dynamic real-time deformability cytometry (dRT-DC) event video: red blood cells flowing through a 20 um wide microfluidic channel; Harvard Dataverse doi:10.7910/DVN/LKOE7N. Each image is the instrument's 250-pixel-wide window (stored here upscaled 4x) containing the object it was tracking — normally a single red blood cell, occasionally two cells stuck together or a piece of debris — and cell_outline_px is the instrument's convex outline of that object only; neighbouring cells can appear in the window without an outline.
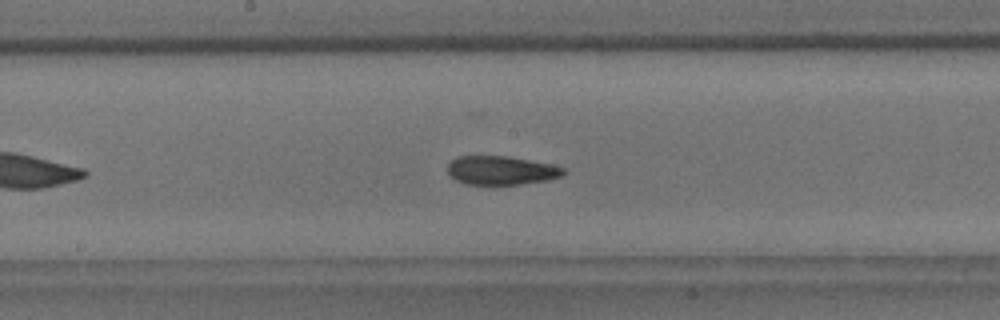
{"species": "common noctule bat (a hibernating species)", "species_latin": "Nyctalus noctula", "temperature_condition": "room temperature", "stored_images_in_passage": 32, "camera_frame_rate_fps": 3000, "um_per_image_px": 0.085, "animal": {"sex": "male", "body_mass_g": 18.8}, "frame": {"image": 1, "passage_image": 17, "time_ms": 5.333, "image_size_px": [1000, 320], "cell_outline_px": [[568, 172], [560, 176], [548, 180], [520, 184], [468, 184], [456, 180], [448, 172], [448, 164], [456, 156], [508, 156], [568, 168]], "centroid_in_image_um": [42.63, 14.48], "position_along_channel_um": 205.6, "area_um2": 19.31}}
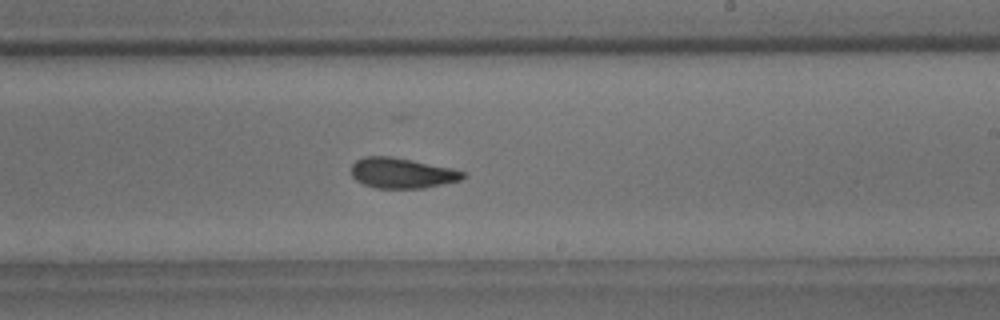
{"frame": {"image": 2, "passage_image": 21, "time_ms": 6.667, "image_size_px": [1000, 320], "cell_outline_px": [[468, 176], [460, 180], [444, 184], [424, 188], [376, 188], [364, 184], [356, 180], [352, 176], [352, 164], [356, 160], [364, 156], [392, 156], [452, 168], [464, 172]], "centroid_in_image_um": [34.18, 14.71], "position_along_channel_um": 254.8, "area_um2": 19.83}}
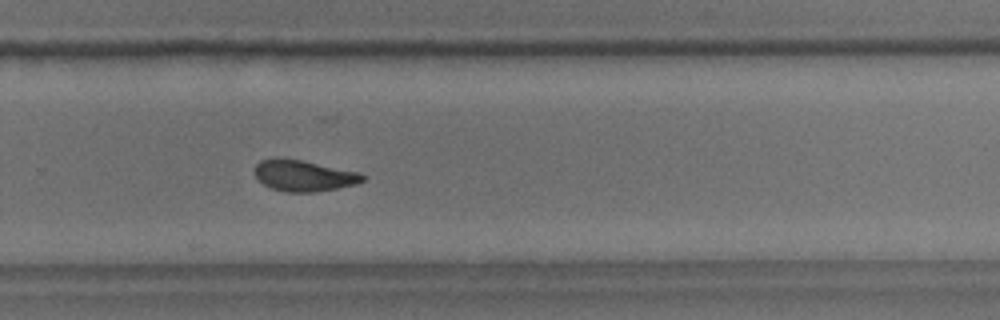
{"frame": {"image": 3, "passage_image": 25, "time_ms": 8.0, "image_size_px": [1000, 320], "cell_outline_px": [[364, 180], [356, 184], [336, 188], [312, 192], [284, 192], [272, 188], [256, 180], [256, 164], [260, 160], [276, 156], [280, 156], [360, 172], [364, 176]], "centroid_in_image_um": [25.77, 14.91], "position_along_channel_um": 304.0, "area_um2": 19.65}, "authors_computed_cell_mechanics": {"area_um2": 20.0566, "velocity_mm_per_s": 3.6928, "shape_relaxation_time_tau1_ms": null, "shape_relaxation_time_tau2_ms": 1.6631, "deformation_change_tau1": null, "deformation_change_tau2": 0.0717}}